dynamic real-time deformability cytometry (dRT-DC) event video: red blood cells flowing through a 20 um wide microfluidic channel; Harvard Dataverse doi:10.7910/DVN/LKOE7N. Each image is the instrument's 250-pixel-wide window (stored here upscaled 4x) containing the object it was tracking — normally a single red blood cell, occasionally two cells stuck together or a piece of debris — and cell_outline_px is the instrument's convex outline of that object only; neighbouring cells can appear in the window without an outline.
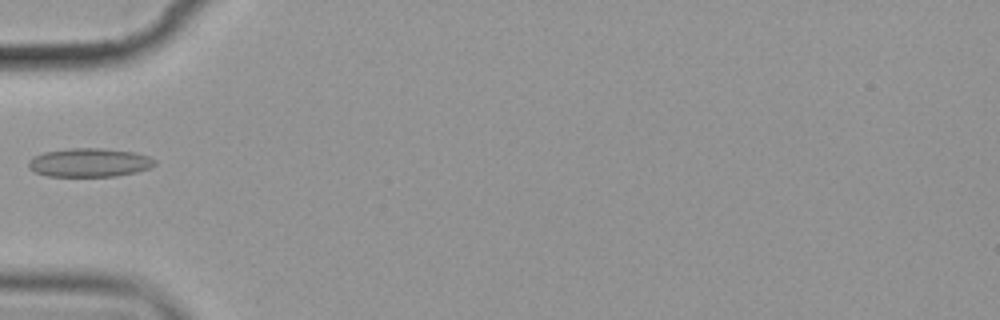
{"species": "common noctule bat (a hibernating species)", "species_latin": "Nyctalus noctula", "temperature_condition": "cold", "stored_images_in_passage": 1, "camera_frame_rate_fps": 3000, "um_per_image_px": 0.085, "animal": {"sex": "female", "body_mass_g": 19.9}, "frame": {"image": 1, "passage_image": 1, "time_ms": 0.0, "image_size_px": [1000, 320], "cell_outline_px": [[156, 164], [148, 168], [136, 172], [116, 176], [48, 176], [36, 172], [28, 168], [28, 160], [44, 152], [68, 148], [100, 148], [132, 152], [148, 156], [156, 160]], "centroid_in_image_um": [7.59, 13.82], "position_along_channel_um": 77.4, "area_um2": 20.98}}